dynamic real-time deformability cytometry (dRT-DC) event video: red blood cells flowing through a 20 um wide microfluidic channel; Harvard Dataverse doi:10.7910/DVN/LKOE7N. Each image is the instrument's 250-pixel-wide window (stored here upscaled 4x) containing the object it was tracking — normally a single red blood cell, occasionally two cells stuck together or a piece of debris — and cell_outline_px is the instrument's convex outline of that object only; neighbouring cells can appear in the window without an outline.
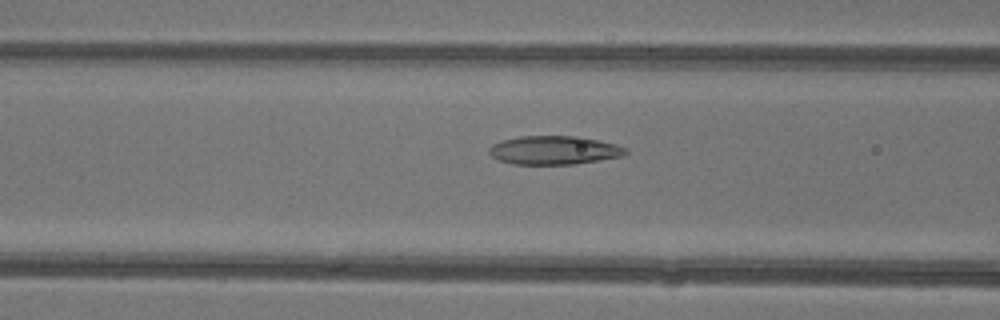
{"species": "common noctule bat (a hibernating species)", "species_latin": "Nyctalus noctula", "temperature_condition": "warm", "stored_images_in_passage": 7, "camera_frame_rate_fps": 3000, "um_per_image_px": 0.085, "animal": {"sex": "female"}, "frame": {"image": 1, "passage_image": 5, "time_ms": 1.333, "image_size_px": [1000, 320], "cell_outline_px": [[628, 152], [624, 156], [576, 164], [512, 164], [500, 160], [492, 156], [488, 152], [488, 148], [492, 144], [504, 140], [520, 136], [580, 136], [616, 144], [628, 148]], "centroid_in_image_um": [47.13, 12.76], "position_along_channel_um": 119.5, "area_um2": 22.89}}